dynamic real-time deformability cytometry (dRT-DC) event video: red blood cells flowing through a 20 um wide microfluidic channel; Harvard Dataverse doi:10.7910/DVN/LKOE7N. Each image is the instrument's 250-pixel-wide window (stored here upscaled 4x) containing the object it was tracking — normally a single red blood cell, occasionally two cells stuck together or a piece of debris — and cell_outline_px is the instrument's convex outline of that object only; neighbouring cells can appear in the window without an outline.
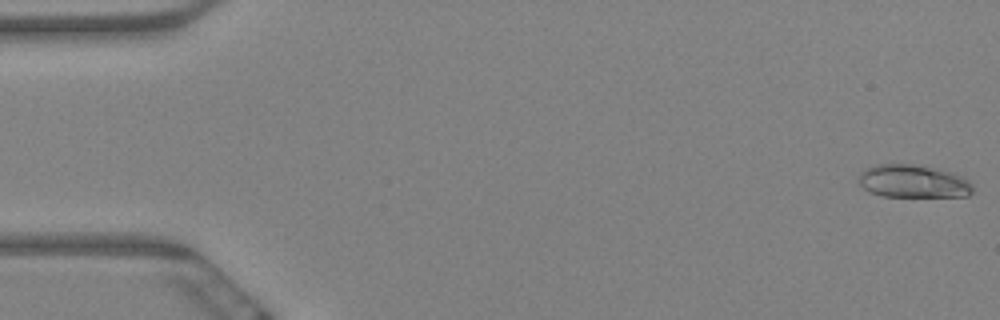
{"species": "Egyptian fruit bat (a non-hibernating species)", "species_latin": "Rousettus aegyptiacus", "temperature_condition": "warm", "stored_images_in_passage": 5, "camera_frame_rate_fps": 3000, "um_per_image_px": 0.085, "animal": {"sex": "female"}, "frame": {"image": 1, "passage_image": 1, "time_ms": 0.0, "image_size_px": [1000, 320], "cell_outline_px": [[972, 192], [968, 196], [880, 196], [868, 192], [856, 180], [860, 172], [864, 168], [876, 164], [920, 164], [948, 172], [960, 176], [968, 180], [972, 184]], "centroid_in_image_um": [77.54, 15.4], "position_along_channel_um": 7.5, "area_um2": 22.02}}
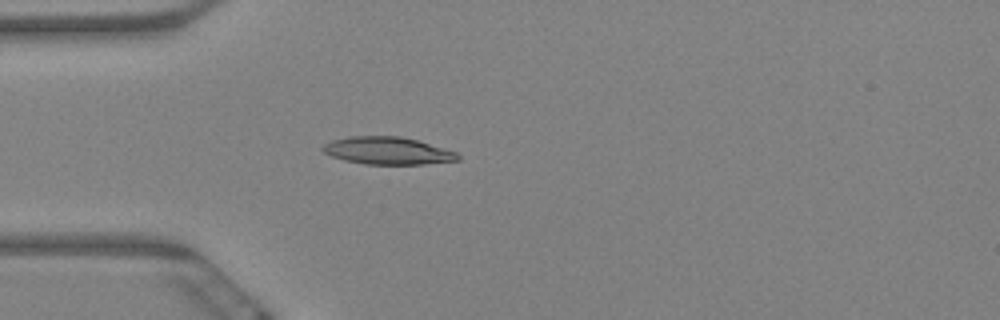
{"frame": {"image": 2, "passage_image": 5, "time_ms": 1.333, "image_size_px": [1000, 320], "cell_outline_px": [[460, 160], [424, 164], [364, 164], [344, 160], [332, 156], [324, 152], [320, 148], [324, 144], [332, 140], [348, 136], [400, 136], [416, 140], [456, 152], [460, 156]], "centroid_in_image_um": [32.92, 12.81], "position_along_channel_um": 52.1, "area_um2": 21.5}}